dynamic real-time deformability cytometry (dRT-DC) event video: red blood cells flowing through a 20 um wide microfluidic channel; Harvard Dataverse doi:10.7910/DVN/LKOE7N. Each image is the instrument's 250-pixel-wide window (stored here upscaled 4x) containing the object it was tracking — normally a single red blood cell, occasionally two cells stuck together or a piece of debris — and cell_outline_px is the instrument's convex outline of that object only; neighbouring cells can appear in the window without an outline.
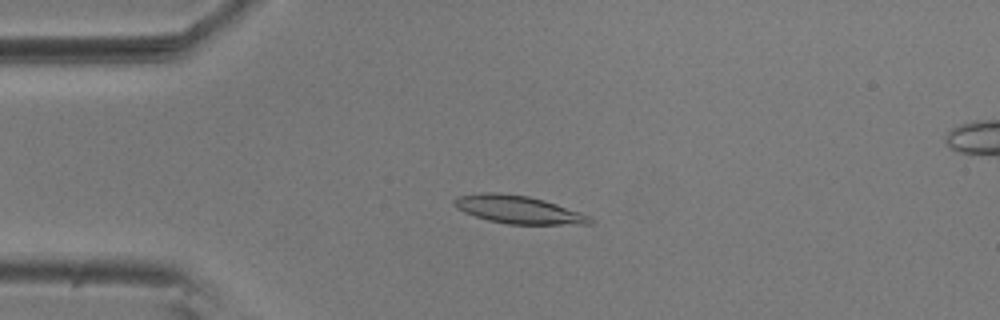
{"species": "common noctule bat (a hibernating species)", "species_latin": "Nyctalus noctula", "temperature_condition": "room temperature", "stored_images_in_passage": 55, "camera_frame_rate_fps": 3000, "um_per_image_px": 0.085, "animal": {"sex": "male", "body_mass_g": 20.5, "forearm_length_mm": 52.5}, "frame": {"image": 1, "passage_image": 13, "time_ms": 4.0, "image_size_px": [1000, 320], "cell_outline_px": [[596, 220], [592, 224], [508, 224], [488, 220], [464, 212], [456, 208], [452, 204], [452, 200], [456, 196], [480, 192], [496, 192], [528, 196], [544, 200], [580, 212]], "centroid_in_image_um": [44.01, 17.81], "position_along_channel_um": 41.0, "area_um2": 22.14}}
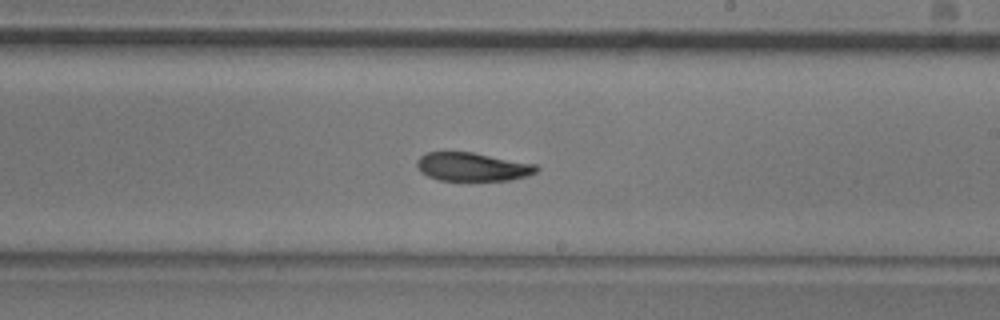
{"frame": {"image": 2, "passage_image": 32, "time_ms": 10.333, "image_size_px": [1000, 320], "cell_outline_px": [[540, 168], [536, 172], [528, 176], [512, 180], [440, 180], [428, 176], [420, 172], [416, 164], [416, 160], [420, 156], [428, 152], [472, 152], [540, 164]], "centroid_in_image_um": [40.22, 14.17], "position_along_channel_um": 248.8, "area_um2": 20.11}}
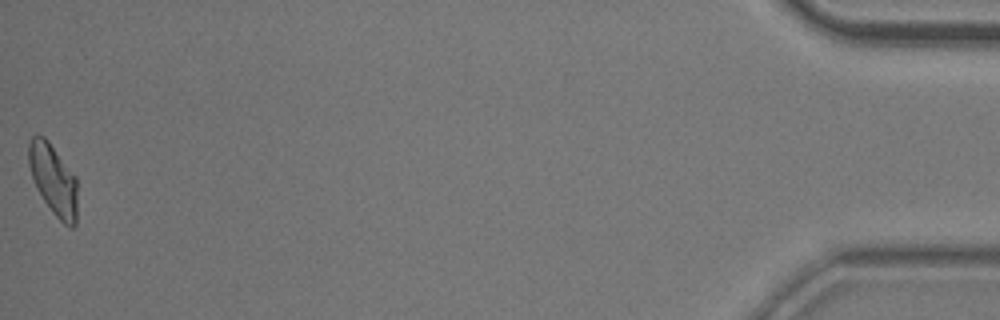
{"frame": {"image": 3, "passage_image": 55, "time_ms": 18.0, "image_size_px": [1000, 320], "cell_outline_px": [[76, 224], [72, 228], [68, 228], [52, 212], [36, 188], [28, 164], [28, 144], [32, 136], [44, 136], [48, 140], [76, 176]], "centroid_in_image_um": [4.53, 15.27], "position_along_channel_um": 430.7, "area_um2": 20.06}, "authors_computed_cell_mechanics": {"area_um2": 20.808, "velocity_mm_per_s": 3.652, "shape_relaxation_time_tau1_ms": 3.9166, "shape_relaxation_time_tau2_ms": 7.4023, "deformation_change_tau1": 0.1347, "deformation_change_tau2": 0.1466}}